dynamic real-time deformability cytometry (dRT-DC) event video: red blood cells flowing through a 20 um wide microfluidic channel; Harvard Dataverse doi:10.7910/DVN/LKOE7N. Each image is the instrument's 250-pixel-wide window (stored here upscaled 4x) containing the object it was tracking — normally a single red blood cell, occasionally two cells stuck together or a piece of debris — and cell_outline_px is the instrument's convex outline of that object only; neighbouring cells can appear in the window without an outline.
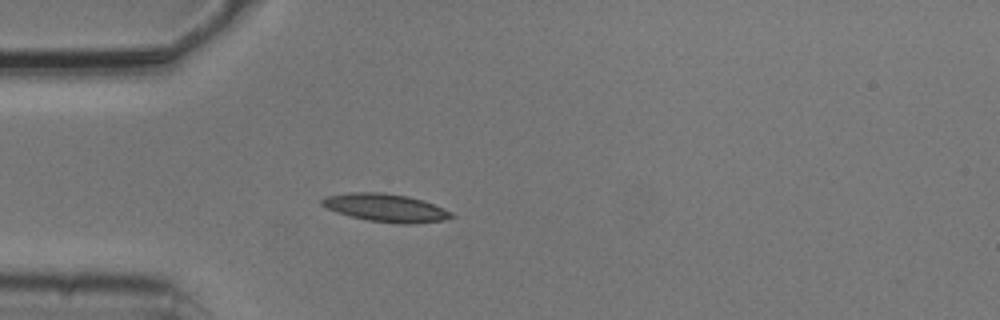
{"species": "common noctule bat (a hibernating species)", "species_latin": "Nyctalus noctula", "temperature_condition": "cold", "stored_images_in_passage": 1, "camera_frame_rate_fps": 3000, "um_per_image_px": 0.085, "animal": {"sex": "male", "body_mass_g": 20.5, "forearm_length_mm": 52.5}, "frame": {"image": 1, "passage_image": 1, "time_ms": 0.0, "image_size_px": [1000, 320], "cell_outline_px": [[456, 216], [444, 220], [412, 224], [404, 224], [368, 220], [352, 216], [328, 208], [320, 204], [320, 200], [328, 196], [348, 192], [380, 192], [408, 196], [424, 200], [452, 212]], "centroid_in_image_um": [32.83, 17.65], "position_along_channel_um": 52.2, "area_um2": 20.92}}